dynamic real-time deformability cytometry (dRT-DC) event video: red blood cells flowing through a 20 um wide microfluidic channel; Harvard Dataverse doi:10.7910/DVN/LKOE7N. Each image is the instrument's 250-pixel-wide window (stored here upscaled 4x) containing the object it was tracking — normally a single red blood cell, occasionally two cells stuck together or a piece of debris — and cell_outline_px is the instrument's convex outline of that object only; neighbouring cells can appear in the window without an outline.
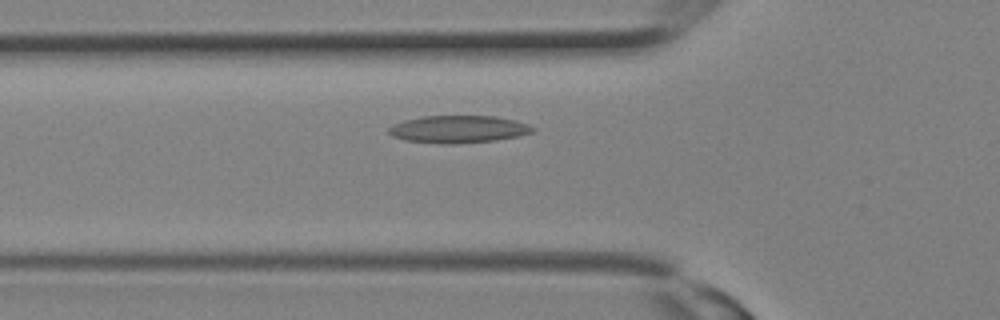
{"species": "Egyptian fruit bat (a non-hibernating species)", "species_latin": "Rousettus aegyptiacus", "temperature_condition": "room temperature", "stored_images_in_passage": 10, "camera_frame_rate_fps": 3000, "um_per_image_px": 0.085, "animal": {"sex": "female"}, "frame": {"image": 1, "passage_image": 6, "time_ms": 1.667, "image_size_px": [1000, 320], "cell_outline_px": [[536, 128], [532, 132], [516, 136], [496, 140], [452, 144], [440, 144], [404, 140], [392, 136], [388, 132], [388, 128], [392, 124], [404, 120], [424, 116], [496, 116], [516, 120], [528, 124]], "centroid_in_image_um": [38.93, 10.98], "position_along_channel_um": 86.9, "area_um2": 23.06}}
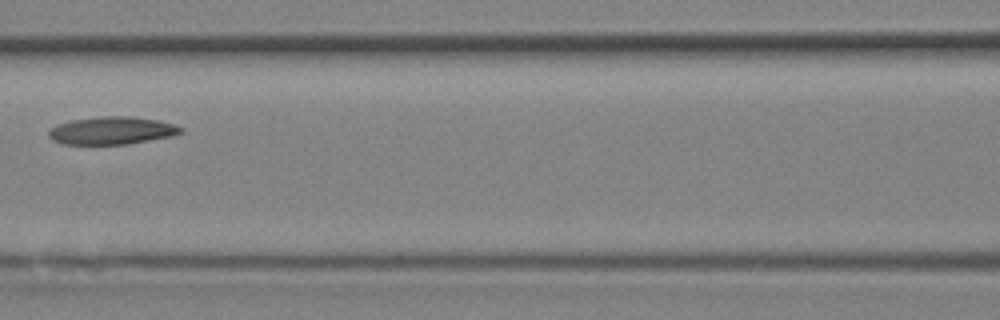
{"frame": {"image": 2, "passage_image": 9, "time_ms": 2.667, "image_size_px": [1000, 320], "cell_outline_px": [[184, 132], [168, 136], [128, 144], [60, 144], [52, 140], [48, 136], [48, 128], [56, 124], [72, 120], [104, 116], [128, 116], [160, 120], [184, 128]], "centroid_in_image_um": [9.45, 11.09], "position_along_channel_um": 157.1, "area_um2": 21.33}}